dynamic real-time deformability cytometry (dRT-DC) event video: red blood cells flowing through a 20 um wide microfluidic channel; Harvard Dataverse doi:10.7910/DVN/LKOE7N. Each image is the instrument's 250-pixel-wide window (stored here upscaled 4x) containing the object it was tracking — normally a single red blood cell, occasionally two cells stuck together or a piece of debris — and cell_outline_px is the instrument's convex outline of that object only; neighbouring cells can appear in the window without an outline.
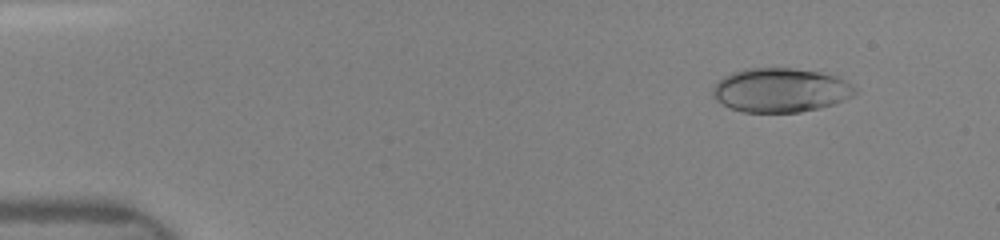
{"species": "human", "species_latin": "Homo sapiens", "temperature_condition": "room temperature", "stored_images_in_passage": 41, "camera_frame_rate_fps": 3000, "um_per_image_px": 0.085, "donor": {"sex": "female"}, "frame": {"image": 1, "passage_image": 3, "time_ms": 1.333, "image_size_px": [1000, 240], "cell_outline_px": [[856, 92], [852, 96], [832, 104], [820, 108], [800, 112], [744, 112], [728, 108], [716, 100], [712, 96], [712, 88], [716, 80], [732, 72], [744, 68], [792, 68], [820, 72], [836, 76], [844, 80], [856, 88]], "centroid_in_image_um": [66.28, 7.66], "position_along_channel_um": 18.7, "area_um2": 36.76}}
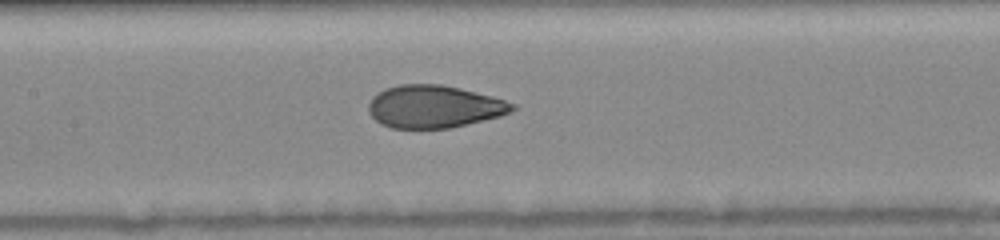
{"frame": {"image": 2, "passage_image": 23, "time_ms": 7.333, "image_size_px": [1000, 240], "cell_outline_px": [[516, 108], [500, 116], [448, 128], [392, 128], [380, 124], [368, 112], [368, 104], [372, 96], [384, 88], [400, 84], [440, 84], [460, 88], [492, 96], [516, 104]], "centroid_in_image_um": [36.85, 9.05], "position_along_channel_um": 170.5, "area_um2": 35.6}}
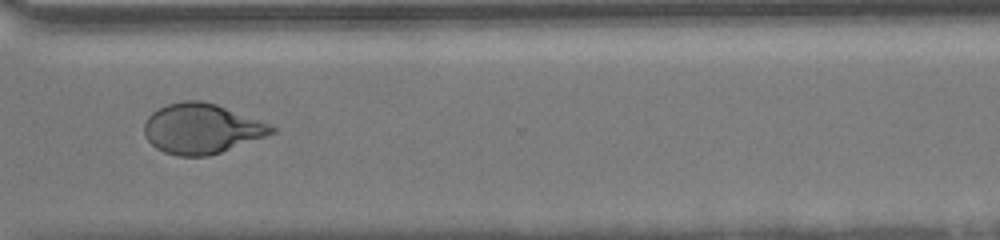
{"frame": {"image": 3, "passage_image": 40, "time_ms": 11.667, "image_size_px": [1000, 240], "cell_outline_px": [[276, 132], [220, 152], [208, 156], [176, 156], [164, 152], [156, 148], [148, 140], [144, 132], [144, 124], [148, 116], [152, 112], [168, 104], [184, 100], [200, 100], [216, 104], [268, 124], [276, 128]], "centroid_in_image_um": [17.09, 10.94], "position_along_channel_um": 353.5, "area_um2": 36.65}}